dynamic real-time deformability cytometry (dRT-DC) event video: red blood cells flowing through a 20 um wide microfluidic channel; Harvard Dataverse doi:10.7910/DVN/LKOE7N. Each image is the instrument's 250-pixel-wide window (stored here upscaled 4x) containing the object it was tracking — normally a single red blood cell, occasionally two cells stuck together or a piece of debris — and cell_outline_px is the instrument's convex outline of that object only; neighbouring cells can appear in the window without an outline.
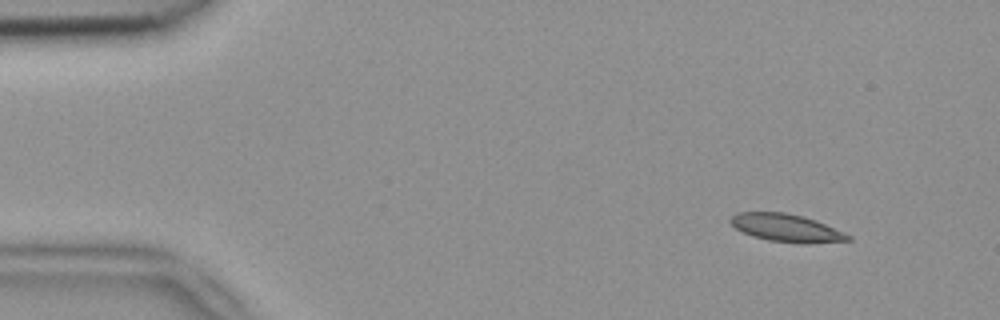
{"species": "common noctule bat (a hibernating species)", "species_latin": "Nyctalus noctula", "temperature_condition": "room temperature", "stored_images_in_passage": 7, "camera_frame_rate_fps": 3000, "um_per_image_px": 0.085, "animal": {"sex": "female", "body_mass_g": 18.4}, "frame": {"image": 1, "passage_image": 2, "time_ms": 0.333, "image_size_px": [1000, 320], "cell_outline_px": [[852, 240], [804, 244], [768, 240], [752, 236], [736, 228], [728, 220], [736, 212], [784, 212], [804, 216], [816, 220], [844, 232], [852, 236]], "centroid_in_image_um": [66.86, 19.37], "position_along_channel_um": 18.1, "area_um2": 19.07}}
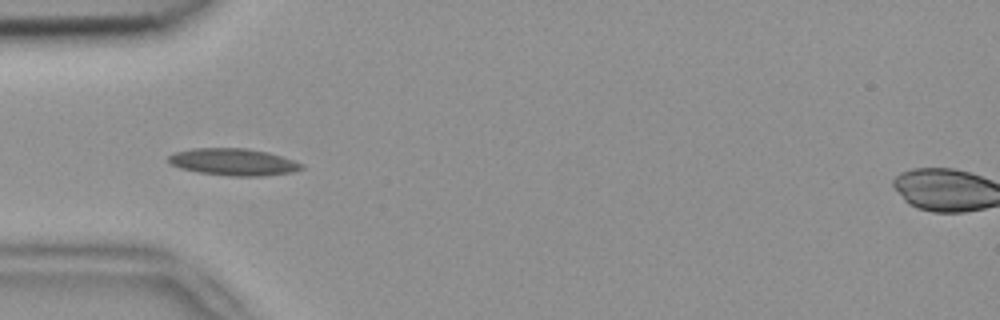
{"frame": {"image": 2, "passage_image": 4, "time_ms": 1.0, "image_size_px": [1000, 320], "cell_outline_px": [[304, 168], [292, 172], [264, 176], [232, 176], [200, 172], [180, 168], [172, 164], [168, 160], [168, 156], [172, 152], [192, 148], [248, 148], [268, 152], [304, 164]], "centroid_in_image_um": [19.83, 13.76], "position_along_channel_um": 65.2, "area_um2": 20.92}}
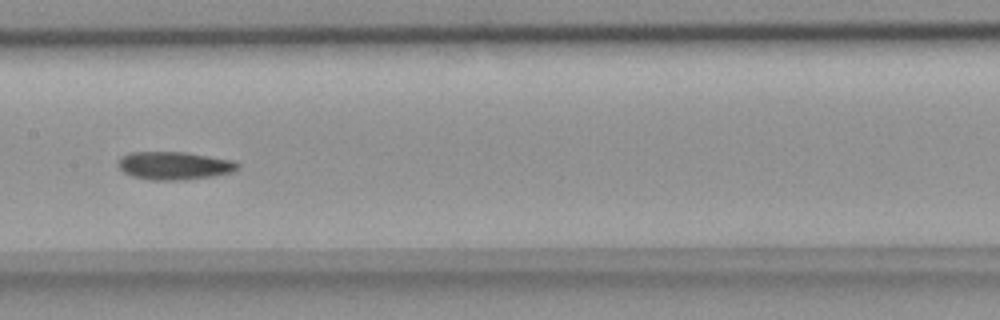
{"frame": {"image": 3, "passage_image": 7, "time_ms": 2.0, "image_size_px": [1000, 320], "cell_outline_px": [[240, 168], [232, 172], [212, 176], [184, 180], [148, 180], [132, 176], [124, 172], [120, 168], [120, 160], [124, 156], [132, 152], [184, 152], [232, 160], [240, 164]], "centroid_in_image_um": [14.86, 14.09], "position_along_channel_um": 192.5, "area_um2": 19.31}}